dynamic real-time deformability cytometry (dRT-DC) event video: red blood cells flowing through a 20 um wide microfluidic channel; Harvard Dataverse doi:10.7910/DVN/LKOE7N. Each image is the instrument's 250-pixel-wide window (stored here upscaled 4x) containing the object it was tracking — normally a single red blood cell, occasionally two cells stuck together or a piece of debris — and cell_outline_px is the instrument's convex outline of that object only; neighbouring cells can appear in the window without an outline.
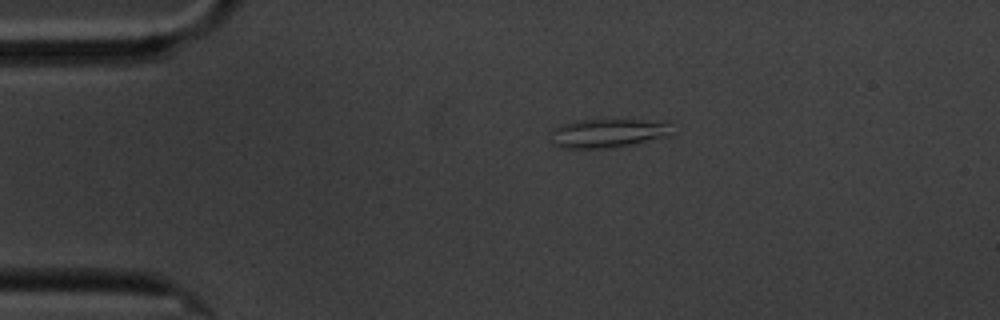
{"species": "common noctule bat (a hibernating species)", "species_latin": "Nyctalus noctula", "temperature_condition": "cold", "stored_images_in_passage": 3, "camera_frame_rate_fps": 3000, "um_per_image_px": 0.085, "animal": {"sex": "male", "body_mass_g": 20.1, "forearm_length_mm": 53.5}, "frame": {"image": 1, "passage_image": 1, "time_ms": 0.0, "image_size_px": [1000, 320], "cell_outline_px": [[668, 136], [636, 144], [608, 148], [560, 148], [552, 144], [552, 128], [572, 120], [640, 120], [668, 124]], "centroid_in_image_um": [51.54, 11.34], "position_along_channel_um": 33.5, "area_um2": 20.11}}
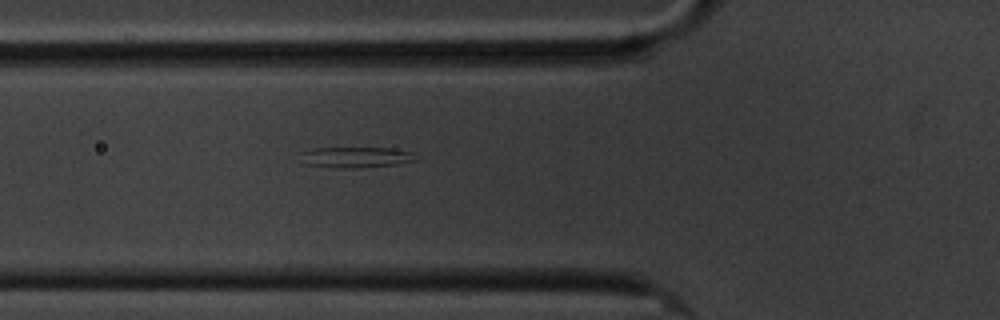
{"frame": {"image": 2, "passage_image": 3, "time_ms": 3.0, "image_size_px": [1000, 320], "cell_outline_px": [[416, 160], [396, 164], [364, 168], [336, 168], [304, 164], [300, 152], [312, 148], [396, 148], [412, 152]], "centroid_in_image_um": [30.23, 13.37], "position_along_channel_um": 95.6, "area_um2": 14.05}}